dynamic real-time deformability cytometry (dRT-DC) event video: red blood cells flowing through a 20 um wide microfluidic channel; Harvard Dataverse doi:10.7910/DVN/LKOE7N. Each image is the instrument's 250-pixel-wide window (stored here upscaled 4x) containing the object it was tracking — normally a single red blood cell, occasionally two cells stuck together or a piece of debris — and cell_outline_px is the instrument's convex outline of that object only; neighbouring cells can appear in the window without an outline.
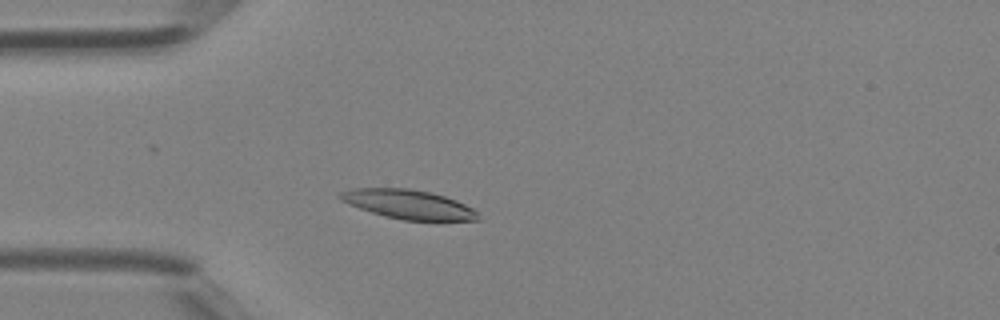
{"species": "Egyptian fruit bat (a non-hibernating species)", "species_latin": "Rousettus aegyptiacus", "temperature_condition": "room temperature", "stored_images_in_passage": 40, "camera_frame_rate_fps": 3000, "um_per_image_px": 0.085, "animal": {"sex": "female"}, "frame": {"image": 1, "passage_image": 9, "time_ms": 2.667, "image_size_px": [1000, 320], "cell_outline_px": [[480, 220], [404, 220], [384, 216], [348, 204], [340, 200], [336, 196], [340, 192], [352, 188], [408, 188], [432, 192], [456, 200], [472, 208], [476, 212]], "centroid_in_image_um": [34.67, 17.35], "position_along_channel_um": 50.3, "area_um2": 23.35}}
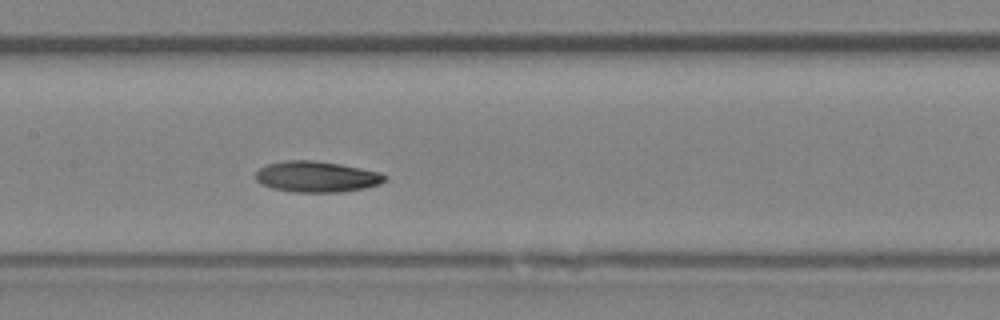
{"frame": {"image": 2, "passage_image": 18, "time_ms": 5.667, "image_size_px": [1000, 320], "cell_outline_px": [[388, 176], [380, 184], [364, 188], [340, 192], [292, 192], [272, 188], [260, 184], [256, 180], [256, 172], [260, 168], [268, 164], [284, 160], [312, 160], [340, 164], [380, 172]], "centroid_in_image_um": [26.9, 15.02], "position_along_channel_um": 180.5, "area_um2": 23.29}}
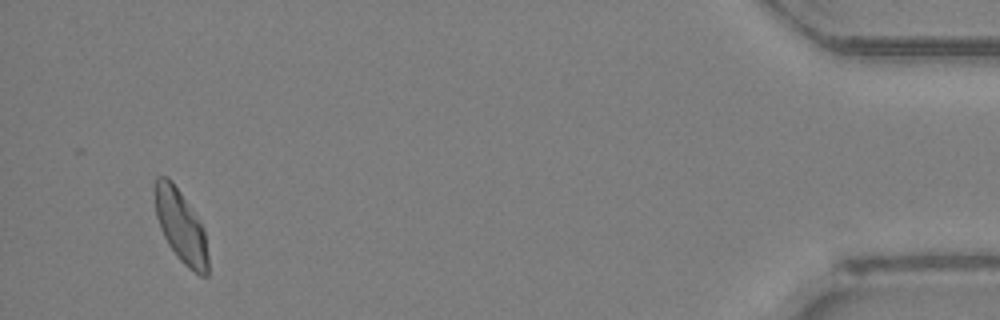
{"frame": {"image": 3, "passage_image": 38, "time_ms": 12.333, "image_size_px": [1000, 320], "cell_outline_px": [[208, 276], [200, 276], [188, 268], [180, 260], [168, 244], [160, 228], [156, 216], [152, 184], [156, 176], [168, 176], [172, 180], [200, 220], [204, 228], [208, 256]], "centroid_in_image_um": [15.34, 19.18], "position_along_channel_um": 419.9, "area_um2": 22.95}}